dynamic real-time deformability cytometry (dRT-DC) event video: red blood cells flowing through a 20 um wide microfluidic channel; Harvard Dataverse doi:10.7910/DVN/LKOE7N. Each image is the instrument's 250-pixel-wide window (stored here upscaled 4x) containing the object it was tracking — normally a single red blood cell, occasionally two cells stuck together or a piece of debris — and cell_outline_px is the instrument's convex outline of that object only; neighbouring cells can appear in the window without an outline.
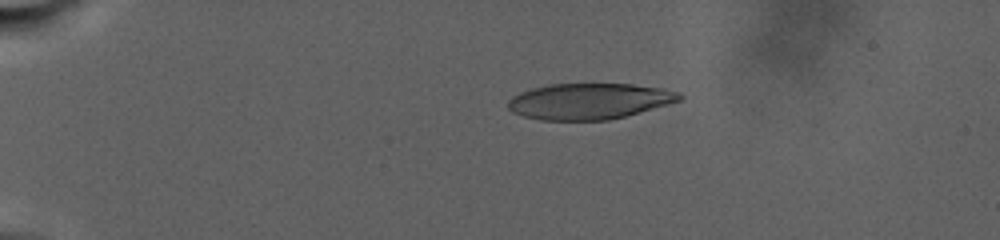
{"species": "human", "species_latin": "Homo sapiens", "temperature_condition": "warm", "stored_images_in_passage": 14, "camera_frame_rate_fps": 3000, "um_per_image_px": 0.085, "donor": {"sex": "male"}, "frame": {"image": 1, "passage_image": 1, "time_ms": 0.0, "image_size_px": [1000, 240], "cell_outline_px": [[684, 96], [680, 100], [668, 104], [624, 116], [608, 120], [540, 120], [524, 116], [512, 112], [508, 108], [508, 100], [512, 96], [520, 92], [532, 88], [548, 84], [632, 84], [664, 88], [680, 92]], "centroid_in_image_um": [50.08, 8.59], "position_along_channel_um": 34.9, "area_um2": 35.95}}